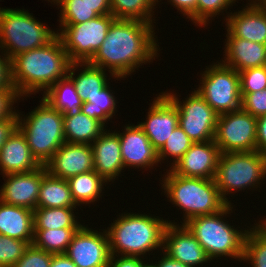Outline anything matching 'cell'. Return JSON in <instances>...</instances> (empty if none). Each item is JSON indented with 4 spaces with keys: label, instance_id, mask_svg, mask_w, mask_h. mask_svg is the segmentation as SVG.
I'll use <instances>...</instances> for the list:
<instances>
[{
    "label": "cell",
    "instance_id": "cell-25",
    "mask_svg": "<svg viewBox=\"0 0 266 267\" xmlns=\"http://www.w3.org/2000/svg\"><path fill=\"white\" fill-rule=\"evenodd\" d=\"M78 67H82L80 73L77 70ZM75 71H78V74H76ZM106 71L108 70L91 65L89 62H74L71 63L67 76L74 83L76 91L79 93L82 101L87 102V100H91V97L99 94L100 91L109 84V79H107L106 76L108 74L105 73Z\"/></svg>",
    "mask_w": 266,
    "mask_h": 267
},
{
    "label": "cell",
    "instance_id": "cell-55",
    "mask_svg": "<svg viewBox=\"0 0 266 267\" xmlns=\"http://www.w3.org/2000/svg\"><path fill=\"white\" fill-rule=\"evenodd\" d=\"M263 67H264V69H265V71H266V61H265V64L263 65Z\"/></svg>",
    "mask_w": 266,
    "mask_h": 267
},
{
    "label": "cell",
    "instance_id": "cell-38",
    "mask_svg": "<svg viewBox=\"0 0 266 267\" xmlns=\"http://www.w3.org/2000/svg\"><path fill=\"white\" fill-rule=\"evenodd\" d=\"M32 242L17 240L0 234V267H12Z\"/></svg>",
    "mask_w": 266,
    "mask_h": 267
},
{
    "label": "cell",
    "instance_id": "cell-47",
    "mask_svg": "<svg viewBox=\"0 0 266 267\" xmlns=\"http://www.w3.org/2000/svg\"><path fill=\"white\" fill-rule=\"evenodd\" d=\"M198 0H168L183 16L188 17L197 9Z\"/></svg>",
    "mask_w": 266,
    "mask_h": 267
},
{
    "label": "cell",
    "instance_id": "cell-6",
    "mask_svg": "<svg viewBox=\"0 0 266 267\" xmlns=\"http://www.w3.org/2000/svg\"><path fill=\"white\" fill-rule=\"evenodd\" d=\"M24 118L17 112L18 128L25 135L31 153L44 165L64 144L63 114L43 98Z\"/></svg>",
    "mask_w": 266,
    "mask_h": 267
},
{
    "label": "cell",
    "instance_id": "cell-31",
    "mask_svg": "<svg viewBox=\"0 0 266 267\" xmlns=\"http://www.w3.org/2000/svg\"><path fill=\"white\" fill-rule=\"evenodd\" d=\"M158 0H110L111 15L116 19L138 20L148 24L156 23L153 10ZM154 20V21H153Z\"/></svg>",
    "mask_w": 266,
    "mask_h": 267
},
{
    "label": "cell",
    "instance_id": "cell-14",
    "mask_svg": "<svg viewBox=\"0 0 266 267\" xmlns=\"http://www.w3.org/2000/svg\"><path fill=\"white\" fill-rule=\"evenodd\" d=\"M174 221V222H173ZM169 220L164 233L163 251L170 258L189 267L211 262L201 244L184 224Z\"/></svg>",
    "mask_w": 266,
    "mask_h": 267
},
{
    "label": "cell",
    "instance_id": "cell-7",
    "mask_svg": "<svg viewBox=\"0 0 266 267\" xmlns=\"http://www.w3.org/2000/svg\"><path fill=\"white\" fill-rule=\"evenodd\" d=\"M56 36L57 31L37 21L27 10L0 7V48L10 60L45 46Z\"/></svg>",
    "mask_w": 266,
    "mask_h": 267
},
{
    "label": "cell",
    "instance_id": "cell-28",
    "mask_svg": "<svg viewBox=\"0 0 266 267\" xmlns=\"http://www.w3.org/2000/svg\"><path fill=\"white\" fill-rule=\"evenodd\" d=\"M73 200L77 206L91 204L102 198L107 182L94 170L67 179ZM106 182V183H105ZM105 184V185H104ZM103 189V190H102Z\"/></svg>",
    "mask_w": 266,
    "mask_h": 267
},
{
    "label": "cell",
    "instance_id": "cell-40",
    "mask_svg": "<svg viewBox=\"0 0 266 267\" xmlns=\"http://www.w3.org/2000/svg\"><path fill=\"white\" fill-rule=\"evenodd\" d=\"M52 255L30 244L24 255L12 267H50Z\"/></svg>",
    "mask_w": 266,
    "mask_h": 267
},
{
    "label": "cell",
    "instance_id": "cell-2",
    "mask_svg": "<svg viewBox=\"0 0 266 267\" xmlns=\"http://www.w3.org/2000/svg\"><path fill=\"white\" fill-rule=\"evenodd\" d=\"M71 63L56 36L45 46L22 52L11 59L12 84L23 99L39 91L45 93L68 75Z\"/></svg>",
    "mask_w": 266,
    "mask_h": 267
},
{
    "label": "cell",
    "instance_id": "cell-23",
    "mask_svg": "<svg viewBox=\"0 0 266 267\" xmlns=\"http://www.w3.org/2000/svg\"><path fill=\"white\" fill-rule=\"evenodd\" d=\"M227 37L222 63L237 72L248 68L261 67L266 61V45L234 37L226 30Z\"/></svg>",
    "mask_w": 266,
    "mask_h": 267
},
{
    "label": "cell",
    "instance_id": "cell-10",
    "mask_svg": "<svg viewBox=\"0 0 266 267\" xmlns=\"http://www.w3.org/2000/svg\"><path fill=\"white\" fill-rule=\"evenodd\" d=\"M115 19L111 14H106L80 24H59L57 36L70 61L89 62L104 42Z\"/></svg>",
    "mask_w": 266,
    "mask_h": 267
},
{
    "label": "cell",
    "instance_id": "cell-53",
    "mask_svg": "<svg viewBox=\"0 0 266 267\" xmlns=\"http://www.w3.org/2000/svg\"><path fill=\"white\" fill-rule=\"evenodd\" d=\"M142 267H157L155 263H153V260H152V263L150 261L146 263V261L144 262L143 266Z\"/></svg>",
    "mask_w": 266,
    "mask_h": 267
},
{
    "label": "cell",
    "instance_id": "cell-16",
    "mask_svg": "<svg viewBox=\"0 0 266 267\" xmlns=\"http://www.w3.org/2000/svg\"><path fill=\"white\" fill-rule=\"evenodd\" d=\"M147 118L138 122L158 152L179 124L176 105L162 92L151 103Z\"/></svg>",
    "mask_w": 266,
    "mask_h": 267
},
{
    "label": "cell",
    "instance_id": "cell-12",
    "mask_svg": "<svg viewBox=\"0 0 266 267\" xmlns=\"http://www.w3.org/2000/svg\"><path fill=\"white\" fill-rule=\"evenodd\" d=\"M257 118L242 108L218 115L214 142L221 153L256 151Z\"/></svg>",
    "mask_w": 266,
    "mask_h": 267
},
{
    "label": "cell",
    "instance_id": "cell-15",
    "mask_svg": "<svg viewBox=\"0 0 266 267\" xmlns=\"http://www.w3.org/2000/svg\"><path fill=\"white\" fill-rule=\"evenodd\" d=\"M47 173L42 165L36 170L3 175L4 183L0 189V201L6 204L37 208V200L43 176Z\"/></svg>",
    "mask_w": 266,
    "mask_h": 267
},
{
    "label": "cell",
    "instance_id": "cell-43",
    "mask_svg": "<svg viewBox=\"0 0 266 267\" xmlns=\"http://www.w3.org/2000/svg\"><path fill=\"white\" fill-rule=\"evenodd\" d=\"M0 89L14 87L11 80V60L0 49Z\"/></svg>",
    "mask_w": 266,
    "mask_h": 267
},
{
    "label": "cell",
    "instance_id": "cell-36",
    "mask_svg": "<svg viewBox=\"0 0 266 267\" xmlns=\"http://www.w3.org/2000/svg\"><path fill=\"white\" fill-rule=\"evenodd\" d=\"M57 7L60 24H80L98 16L84 0H60Z\"/></svg>",
    "mask_w": 266,
    "mask_h": 267
},
{
    "label": "cell",
    "instance_id": "cell-54",
    "mask_svg": "<svg viewBox=\"0 0 266 267\" xmlns=\"http://www.w3.org/2000/svg\"><path fill=\"white\" fill-rule=\"evenodd\" d=\"M46 1L51 2V3L55 4V6H56V4H58V2H59L60 0H46Z\"/></svg>",
    "mask_w": 266,
    "mask_h": 267
},
{
    "label": "cell",
    "instance_id": "cell-34",
    "mask_svg": "<svg viewBox=\"0 0 266 267\" xmlns=\"http://www.w3.org/2000/svg\"><path fill=\"white\" fill-rule=\"evenodd\" d=\"M250 227L247 226L242 260L250 261L252 267H266V234L255 225Z\"/></svg>",
    "mask_w": 266,
    "mask_h": 267
},
{
    "label": "cell",
    "instance_id": "cell-49",
    "mask_svg": "<svg viewBox=\"0 0 266 267\" xmlns=\"http://www.w3.org/2000/svg\"><path fill=\"white\" fill-rule=\"evenodd\" d=\"M50 267H77L66 254H53Z\"/></svg>",
    "mask_w": 266,
    "mask_h": 267
},
{
    "label": "cell",
    "instance_id": "cell-9",
    "mask_svg": "<svg viewBox=\"0 0 266 267\" xmlns=\"http://www.w3.org/2000/svg\"><path fill=\"white\" fill-rule=\"evenodd\" d=\"M200 75L196 92L218 114L241 109V91L239 73L224 65L221 61L209 65Z\"/></svg>",
    "mask_w": 266,
    "mask_h": 267
},
{
    "label": "cell",
    "instance_id": "cell-33",
    "mask_svg": "<svg viewBox=\"0 0 266 267\" xmlns=\"http://www.w3.org/2000/svg\"><path fill=\"white\" fill-rule=\"evenodd\" d=\"M107 84L99 94L91 97V100L83 102L80 111L88 117L98 120L103 126L110 121L117 112V100ZM112 92V93H111ZM116 111V112H115ZM114 114V115H113Z\"/></svg>",
    "mask_w": 266,
    "mask_h": 267
},
{
    "label": "cell",
    "instance_id": "cell-39",
    "mask_svg": "<svg viewBox=\"0 0 266 267\" xmlns=\"http://www.w3.org/2000/svg\"><path fill=\"white\" fill-rule=\"evenodd\" d=\"M238 73L240 77V91L242 98L247 93L266 89V71L263 66L248 68Z\"/></svg>",
    "mask_w": 266,
    "mask_h": 267
},
{
    "label": "cell",
    "instance_id": "cell-3",
    "mask_svg": "<svg viewBox=\"0 0 266 267\" xmlns=\"http://www.w3.org/2000/svg\"><path fill=\"white\" fill-rule=\"evenodd\" d=\"M168 224V220L152 214L119 213V217L109 224L111 227L105 228L111 256L144 257L157 248L163 251Z\"/></svg>",
    "mask_w": 266,
    "mask_h": 267
},
{
    "label": "cell",
    "instance_id": "cell-20",
    "mask_svg": "<svg viewBox=\"0 0 266 267\" xmlns=\"http://www.w3.org/2000/svg\"><path fill=\"white\" fill-rule=\"evenodd\" d=\"M242 10L227 14L225 26L234 37L266 45V10L248 0Z\"/></svg>",
    "mask_w": 266,
    "mask_h": 267
},
{
    "label": "cell",
    "instance_id": "cell-8",
    "mask_svg": "<svg viewBox=\"0 0 266 267\" xmlns=\"http://www.w3.org/2000/svg\"><path fill=\"white\" fill-rule=\"evenodd\" d=\"M266 179V154L258 151L221 153L215 182L222 199L231 204L226 195L247 188H258ZM262 181V182H261ZM252 187V188H251Z\"/></svg>",
    "mask_w": 266,
    "mask_h": 267
},
{
    "label": "cell",
    "instance_id": "cell-52",
    "mask_svg": "<svg viewBox=\"0 0 266 267\" xmlns=\"http://www.w3.org/2000/svg\"><path fill=\"white\" fill-rule=\"evenodd\" d=\"M257 5L266 10V0H253Z\"/></svg>",
    "mask_w": 266,
    "mask_h": 267
},
{
    "label": "cell",
    "instance_id": "cell-17",
    "mask_svg": "<svg viewBox=\"0 0 266 267\" xmlns=\"http://www.w3.org/2000/svg\"><path fill=\"white\" fill-rule=\"evenodd\" d=\"M44 167L49 175L65 180L90 172L94 170L92 147L90 144L65 142Z\"/></svg>",
    "mask_w": 266,
    "mask_h": 267
},
{
    "label": "cell",
    "instance_id": "cell-29",
    "mask_svg": "<svg viewBox=\"0 0 266 267\" xmlns=\"http://www.w3.org/2000/svg\"><path fill=\"white\" fill-rule=\"evenodd\" d=\"M42 96L46 102L63 115L80 110L83 104L74 83L68 76L58 80Z\"/></svg>",
    "mask_w": 266,
    "mask_h": 267
},
{
    "label": "cell",
    "instance_id": "cell-18",
    "mask_svg": "<svg viewBox=\"0 0 266 267\" xmlns=\"http://www.w3.org/2000/svg\"><path fill=\"white\" fill-rule=\"evenodd\" d=\"M220 155L214 140L194 142L171 170L185 177L215 179Z\"/></svg>",
    "mask_w": 266,
    "mask_h": 267
},
{
    "label": "cell",
    "instance_id": "cell-13",
    "mask_svg": "<svg viewBox=\"0 0 266 267\" xmlns=\"http://www.w3.org/2000/svg\"><path fill=\"white\" fill-rule=\"evenodd\" d=\"M81 225L72 237L65 254L77 267H108L111 257L108 235Z\"/></svg>",
    "mask_w": 266,
    "mask_h": 267
},
{
    "label": "cell",
    "instance_id": "cell-24",
    "mask_svg": "<svg viewBox=\"0 0 266 267\" xmlns=\"http://www.w3.org/2000/svg\"><path fill=\"white\" fill-rule=\"evenodd\" d=\"M0 234L33 242V210L0 201Z\"/></svg>",
    "mask_w": 266,
    "mask_h": 267
},
{
    "label": "cell",
    "instance_id": "cell-5",
    "mask_svg": "<svg viewBox=\"0 0 266 267\" xmlns=\"http://www.w3.org/2000/svg\"><path fill=\"white\" fill-rule=\"evenodd\" d=\"M232 205L227 204L218 213L196 216L184 223L212 261L221 257H231L242 262L244 240L248 229L238 230L237 227L235 229V225L233 227L229 221L224 220V215L233 212L234 205Z\"/></svg>",
    "mask_w": 266,
    "mask_h": 267
},
{
    "label": "cell",
    "instance_id": "cell-30",
    "mask_svg": "<svg viewBox=\"0 0 266 267\" xmlns=\"http://www.w3.org/2000/svg\"><path fill=\"white\" fill-rule=\"evenodd\" d=\"M77 207L36 208L33 211L34 229L79 228Z\"/></svg>",
    "mask_w": 266,
    "mask_h": 267
},
{
    "label": "cell",
    "instance_id": "cell-42",
    "mask_svg": "<svg viewBox=\"0 0 266 267\" xmlns=\"http://www.w3.org/2000/svg\"><path fill=\"white\" fill-rule=\"evenodd\" d=\"M20 98L14 87L0 89V119L17 118V111L13 105Z\"/></svg>",
    "mask_w": 266,
    "mask_h": 267
},
{
    "label": "cell",
    "instance_id": "cell-4",
    "mask_svg": "<svg viewBox=\"0 0 266 267\" xmlns=\"http://www.w3.org/2000/svg\"><path fill=\"white\" fill-rule=\"evenodd\" d=\"M161 187L170 202L183 212V222L200 215L221 211L227 203L222 199L215 179L185 177L166 169Z\"/></svg>",
    "mask_w": 266,
    "mask_h": 267
},
{
    "label": "cell",
    "instance_id": "cell-50",
    "mask_svg": "<svg viewBox=\"0 0 266 267\" xmlns=\"http://www.w3.org/2000/svg\"><path fill=\"white\" fill-rule=\"evenodd\" d=\"M157 267H189L185 264H182L180 261L170 258L167 254L163 252L161 260H156L155 262Z\"/></svg>",
    "mask_w": 266,
    "mask_h": 267
},
{
    "label": "cell",
    "instance_id": "cell-22",
    "mask_svg": "<svg viewBox=\"0 0 266 267\" xmlns=\"http://www.w3.org/2000/svg\"><path fill=\"white\" fill-rule=\"evenodd\" d=\"M42 165L30 151L25 135L17 127L0 150V171L3 175L29 172Z\"/></svg>",
    "mask_w": 266,
    "mask_h": 267
},
{
    "label": "cell",
    "instance_id": "cell-35",
    "mask_svg": "<svg viewBox=\"0 0 266 267\" xmlns=\"http://www.w3.org/2000/svg\"><path fill=\"white\" fill-rule=\"evenodd\" d=\"M193 143L194 141L189 138L179 125H177L171 136L164 143L163 147L157 152L160 164L161 162L165 163L163 162L165 159L168 161L167 159L171 158L170 160H173V162L169 163L171 164L169 165V169H171Z\"/></svg>",
    "mask_w": 266,
    "mask_h": 267
},
{
    "label": "cell",
    "instance_id": "cell-44",
    "mask_svg": "<svg viewBox=\"0 0 266 267\" xmlns=\"http://www.w3.org/2000/svg\"><path fill=\"white\" fill-rule=\"evenodd\" d=\"M117 257V258H116ZM145 258L138 256H123L114 255L110 257L109 266L108 267H142Z\"/></svg>",
    "mask_w": 266,
    "mask_h": 267
},
{
    "label": "cell",
    "instance_id": "cell-11",
    "mask_svg": "<svg viewBox=\"0 0 266 267\" xmlns=\"http://www.w3.org/2000/svg\"><path fill=\"white\" fill-rule=\"evenodd\" d=\"M178 110L179 126L194 142H208L214 140L218 114L195 91L179 100L177 93L163 92Z\"/></svg>",
    "mask_w": 266,
    "mask_h": 267
},
{
    "label": "cell",
    "instance_id": "cell-21",
    "mask_svg": "<svg viewBox=\"0 0 266 267\" xmlns=\"http://www.w3.org/2000/svg\"><path fill=\"white\" fill-rule=\"evenodd\" d=\"M93 152L94 171H96L107 183L121 175L124 163L121 156L119 134L115 130H104L91 144Z\"/></svg>",
    "mask_w": 266,
    "mask_h": 267
},
{
    "label": "cell",
    "instance_id": "cell-45",
    "mask_svg": "<svg viewBox=\"0 0 266 267\" xmlns=\"http://www.w3.org/2000/svg\"><path fill=\"white\" fill-rule=\"evenodd\" d=\"M18 127V118L0 119V150L8 137Z\"/></svg>",
    "mask_w": 266,
    "mask_h": 267
},
{
    "label": "cell",
    "instance_id": "cell-19",
    "mask_svg": "<svg viewBox=\"0 0 266 267\" xmlns=\"http://www.w3.org/2000/svg\"><path fill=\"white\" fill-rule=\"evenodd\" d=\"M124 127L122 133L118 131L124 168L148 170L156 164L158 166L157 151L142 128L138 124H127Z\"/></svg>",
    "mask_w": 266,
    "mask_h": 267
},
{
    "label": "cell",
    "instance_id": "cell-27",
    "mask_svg": "<svg viewBox=\"0 0 266 267\" xmlns=\"http://www.w3.org/2000/svg\"><path fill=\"white\" fill-rule=\"evenodd\" d=\"M77 207L67 180L46 173L42 178L37 208Z\"/></svg>",
    "mask_w": 266,
    "mask_h": 267
},
{
    "label": "cell",
    "instance_id": "cell-26",
    "mask_svg": "<svg viewBox=\"0 0 266 267\" xmlns=\"http://www.w3.org/2000/svg\"><path fill=\"white\" fill-rule=\"evenodd\" d=\"M64 138L67 143L92 144L106 130L98 120L80 110L63 115Z\"/></svg>",
    "mask_w": 266,
    "mask_h": 267
},
{
    "label": "cell",
    "instance_id": "cell-32",
    "mask_svg": "<svg viewBox=\"0 0 266 267\" xmlns=\"http://www.w3.org/2000/svg\"><path fill=\"white\" fill-rule=\"evenodd\" d=\"M78 228L34 229L32 244L51 254H65Z\"/></svg>",
    "mask_w": 266,
    "mask_h": 267
},
{
    "label": "cell",
    "instance_id": "cell-46",
    "mask_svg": "<svg viewBox=\"0 0 266 267\" xmlns=\"http://www.w3.org/2000/svg\"><path fill=\"white\" fill-rule=\"evenodd\" d=\"M256 151L266 154V115L257 118Z\"/></svg>",
    "mask_w": 266,
    "mask_h": 267
},
{
    "label": "cell",
    "instance_id": "cell-51",
    "mask_svg": "<svg viewBox=\"0 0 266 267\" xmlns=\"http://www.w3.org/2000/svg\"><path fill=\"white\" fill-rule=\"evenodd\" d=\"M254 225L260 229L264 234H266V218L264 217L263 220L258 221V223H254Z\"/></svg>",
    "mask_w": 266,
    "mask_h": 267
},
{
    "label": "cell",
    "instance_id": "cell-41",
    "mask_svg": "<svg viewBox=\"0 0 266 267\" xmlns=\"http://www.w3.org/2000/svg\"><path fill=\"white\" fill-rule=\"evenodd\" d=\"M241 108L256 118L266 115V89L247 93L242 98Z\"/></svg>",
    "mask_w": 266,
    "mask_h": 267
},
{
    "label": "cell",
    "instance_id": "cell-1",
    "mask_svg": "<svg viewBox=\"0 0 266 267\" xmlns=\"http://www.w3.org/2000/svg\"><path fill=\"white\" fill-rule=\"evenodd\" d=\"M154 31V24L115 19L89 63L108 69L112 78L122 80L135 72V69L138 70L143 63L153 62L158 57L160 47Z\"/></svg>",
    "mask_w": 266,
    "mask_h": 267
},
{
    "label": "cell",
    "instance_id": "cell-48",
    "mask_svg": "<svg viewBox=\"0 0 266 267\" xmlns=\"http://www.w3.org/2000/svg\"><path fill=\"white\" fill-rule=\"evenodd\" d=\"M99 15L111 14L110 0H84Z\"/></svg>",
    "mask_w": 266,
    "mask_h": 267
},
{
    "label": "cell",
    "instance_id": "cell-37",
    "mask_svg": "<svg viewBox=\"0 0 266 267\" xmlns=\"http://www.w3.org/2000/svg\"><path fill=\"white\" fill-rule=\"evenodd\" d=\"M237 0H198L197 9L188 17L198 27H204L212 21L213 17L232 7ZM210 20V21H209Z\"/></svg>",
    "mask_w": 266,
    "mask_h": 267
}]
</instances>
